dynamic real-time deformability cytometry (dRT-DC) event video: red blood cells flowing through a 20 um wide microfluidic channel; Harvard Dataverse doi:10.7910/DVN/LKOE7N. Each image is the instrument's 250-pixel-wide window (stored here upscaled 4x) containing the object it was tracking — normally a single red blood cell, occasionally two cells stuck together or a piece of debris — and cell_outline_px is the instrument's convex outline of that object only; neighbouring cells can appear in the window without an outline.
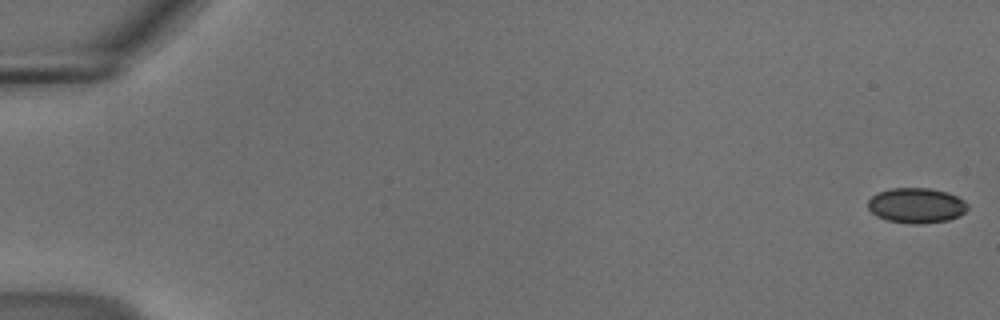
{"species": "common noctule bat (a hibernating species)", "species_latin": "Nyctalus noctula", "temperature_condition": "cold", "stored_images_in_passage": 13, "camera_frame_rate_fps": 3000, "um_per_image_px": 0.085, "animal": {"sex": "male", "body_mass_g": 18.8}, "frame": {"image": 1, "passage_image": 1, "time_ms": 0.0, "image_size_px": [1000, 320], "cell_outline_px": [[968, 208], [960, 216], [948, 220], [920, 224], [912, 224], [888, 220], [876, 216], [868, 208], [868, 200], [872, 196], [880, 192], [892, 188], [928, 188], [948, 192], [964, 200], [968, 204]], "centroid_in_image_um": [77.91, 17.47], "position_along_channel_um": 7.1, "area_um2": 20.4}}